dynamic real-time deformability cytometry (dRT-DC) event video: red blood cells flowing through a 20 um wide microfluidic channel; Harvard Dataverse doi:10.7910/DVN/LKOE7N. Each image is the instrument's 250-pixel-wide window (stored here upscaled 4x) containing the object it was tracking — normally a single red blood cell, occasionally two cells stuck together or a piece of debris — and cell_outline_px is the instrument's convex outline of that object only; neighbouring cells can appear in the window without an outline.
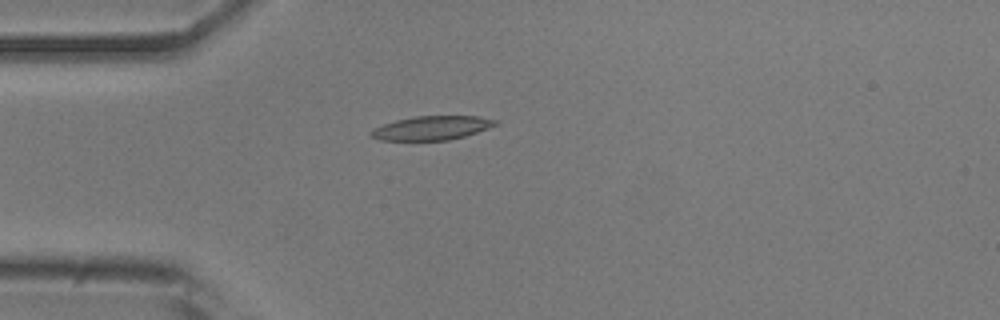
{"species": "common noctule bat (a hibernating species)", "species_latin": "Nyctalus noctula", "temperature_condition": "room temperature", "stored_images_in_passage": 39, "camera_frame_rate_fps": 3000, "um_per_image_px": 0.085, "animal": {"sex": "male", "body_mass_g": 20.5, "forearm_length_mm": 52.5}, "frame": {"image": 1, "passage_image": 1, "time_ms": 0.0, "image_size_px": [1000, 320], "cell_outline_px": [[500, 124], [464, 136], [448, 140], [380, 140], [372, 136], [368, 132], [372, 128], [396, 120], [416, 116], [480, 116], [496, 120]], "centroid_in_image_um": [36.7, 10.87], "position_along_channel_um": 48.3, "area_um2": 17.28}}
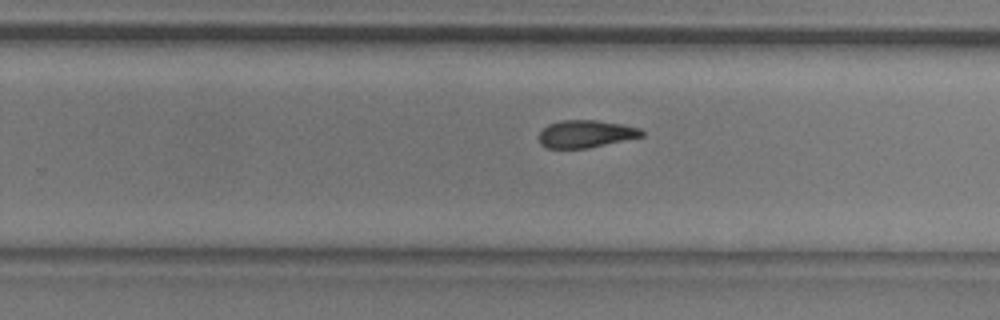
{"frame": {"image": 2, "passage_image": 20, "time_ms": 6.333, "image_size_px": [1000, 320], "cell_outline_px": [[644, 136], [588, 148], [548, 148], [540, 144], [540, 132], [548, 124], [560, 120], [596, 120], [620, 124], [640, 128], [644, 132]], "centroid_in_image_um": [49.79, 11.38], "position_along_channel_um": 280.0, "area_um2": 16.36}}
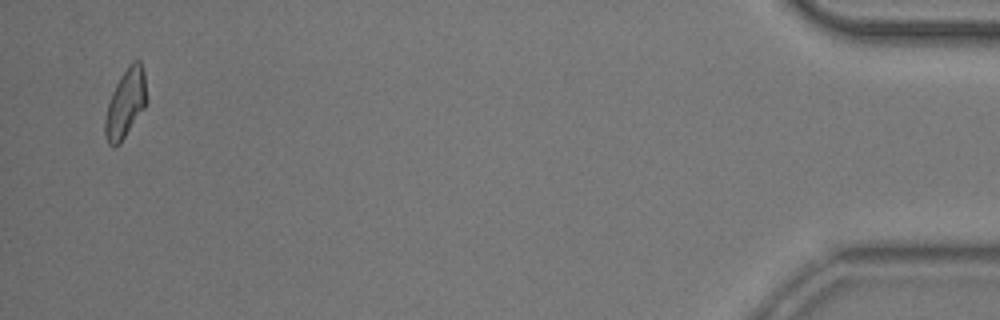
{"frame": {"image": 3, "passage_image": 38, "time_ms": 12.333, "image_size_px": [1000, 320], "cell_outline_px": [[148, 100], [144, 108], [120, 144], [112, 148], [108, 144], [104, 136], [104, 120], [108, 104], [112, 92], [120, 76], [128, 64], [132, 60], [140, 60], [144, 72]], "centroid_in_image_um": [10.67, 8.79], "position_along_channel_um": 424.5, "area_um2": 16.94}, "authors_computed_cell_mechanics": {"area_um2": 16.9354, "velocity_mm_per_s": 3.8431, "shape_relaxation_time_tau1_ms": 9.4276, "shape_relaxation_time_tau2_ms": null, "deformation_change_tau1": 0.206, "deformation_change_tau2": null}}